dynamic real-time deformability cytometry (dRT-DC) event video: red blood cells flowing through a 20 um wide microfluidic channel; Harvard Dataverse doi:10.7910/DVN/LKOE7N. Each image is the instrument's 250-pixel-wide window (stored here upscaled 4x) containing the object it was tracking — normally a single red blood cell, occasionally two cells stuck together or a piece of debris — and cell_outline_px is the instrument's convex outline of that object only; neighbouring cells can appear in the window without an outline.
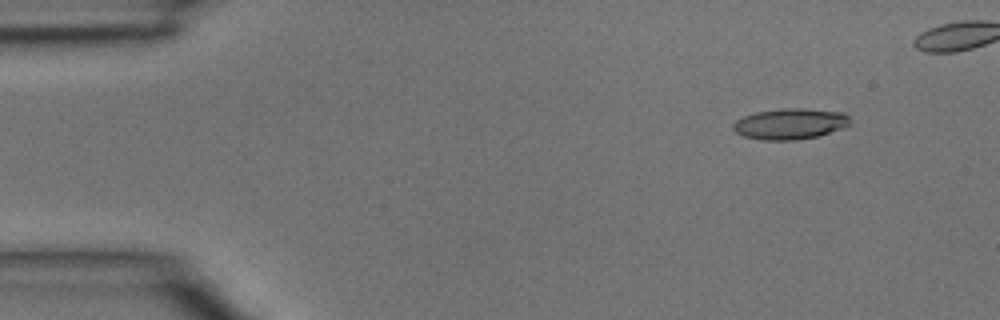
{"species": "common noctule bat (a hibernating species)", "species_latin": "Nyctalus noctula", "temperature_condition": "room temperature", "stored_images_in_passage": 5, "camera_frame_rate_fps": 3000, "um_per_image_px": 0.085, "animal": {"sex": "male", "body_mass_g": 15.6}, "frame": {"image": 1, "passage_image": 2, "time_ms": 0.333, "image_size_px": [1000, 320], "cell_outline_px": [[852, 124], [816, 136], [796, 140], [764, 140], [744, 136], [736, 132], [732, 128], [732, 124], [736, 120], [744, 116], [756, 112], [784, 108], [804, 108], [844, 112], [848, 116]], "centroid_in_image_um": [67.15, 10.51], "position_along_channel_um": 17.9, "area_um2": 20.92}}